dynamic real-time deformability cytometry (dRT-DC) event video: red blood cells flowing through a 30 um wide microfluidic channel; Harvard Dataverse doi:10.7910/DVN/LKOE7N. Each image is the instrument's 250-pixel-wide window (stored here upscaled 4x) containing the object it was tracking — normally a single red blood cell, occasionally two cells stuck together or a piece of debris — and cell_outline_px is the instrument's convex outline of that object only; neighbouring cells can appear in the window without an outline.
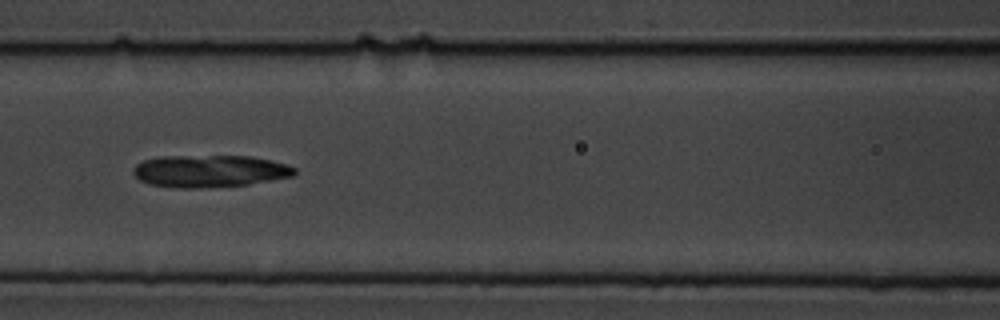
{"species": "common noctule bat (a hibernating species)", "species_latin": "Nyctalus noctula", "temperature_condition": "cold", "stored_images_in_passage": 12, "camera_frame_rate_fps": 3000, "um_per_image_px": 0.085, "animal": {"sex": "male", "body_mass_g": 19.5, "forearm_length_mm": 54.6}, "frame": {"image": 1, "passage_image": 4, "time_ms": 4.333, "image_size_px": [1000, 320], "cell_outline_px": [[296, 172], [292, 176], [272, 180], [248, 184], [200, 188], [176, 188], [148, 184], [140, 180], [132, 172], [132, 168], [136, 164], [144, 160], [160, 156], [252, 156], [272, 160], [288, 164], [296, 168]], "centroid_in_image_um": [17.82, 14.54], "position_along_channel_um": 148.8, "area_um2": 30.46}}
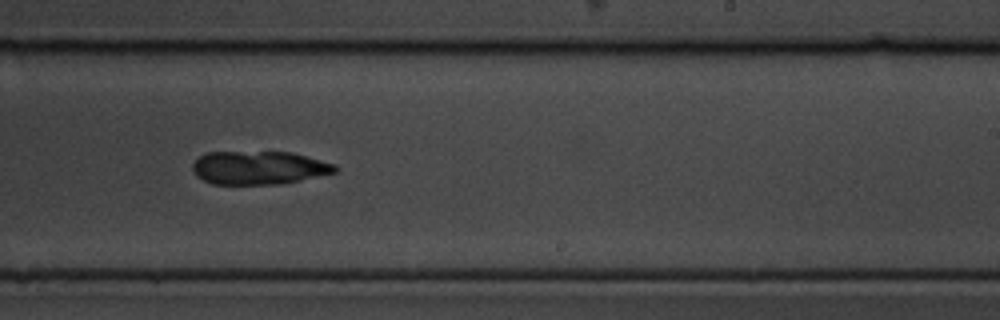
{"frame": {"image": 2, "passage_image": 7, "time_ms": 7.667, "image_size_px": [1000, 320], "cell_outline_px": [[340, 168], [336, 172], [300, 180], [280, 184], [212, 184], [196, 176], [192, 168], [192, 164], [200, 156], [208, 152], [292, 152], [336, 164]], "centroid_in_image_um": [22.02, 14.26], "position_along_channel_um": 267.0, "area_um2": 27.74}}
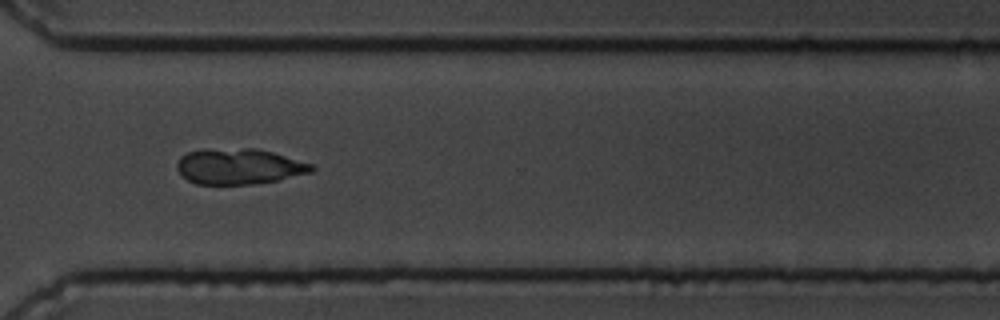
{"frame": {"image": 3, "passage_image": 9, "time_ms": 10.0, "image_size_px": [1000, 320], "cell_outline_px": [[316, 168], [312, 172], [280, 180], [252, 184], [196, 184], [188, 180], [176, 168], [176, 164], [180, 156], [188, 152], [204, 148], [260, 148], [312, 164]], "centroid_in_image_um": [20.32, 14.13], "position_along_channel_um": 350.3, "area_um2": 28.32}, "authors_computed_cell_mechanics": {"area_um2": 29.3624, "velocity_mm_per_s": 3.5701, "shape_relaxation_time_tau1_ms": 6.9556, "shape_relaxation_time_tau2_ms": 3.8029, "deformation_change_tau1": 0.1566, "deformation_change_tau2": 0.0697}}